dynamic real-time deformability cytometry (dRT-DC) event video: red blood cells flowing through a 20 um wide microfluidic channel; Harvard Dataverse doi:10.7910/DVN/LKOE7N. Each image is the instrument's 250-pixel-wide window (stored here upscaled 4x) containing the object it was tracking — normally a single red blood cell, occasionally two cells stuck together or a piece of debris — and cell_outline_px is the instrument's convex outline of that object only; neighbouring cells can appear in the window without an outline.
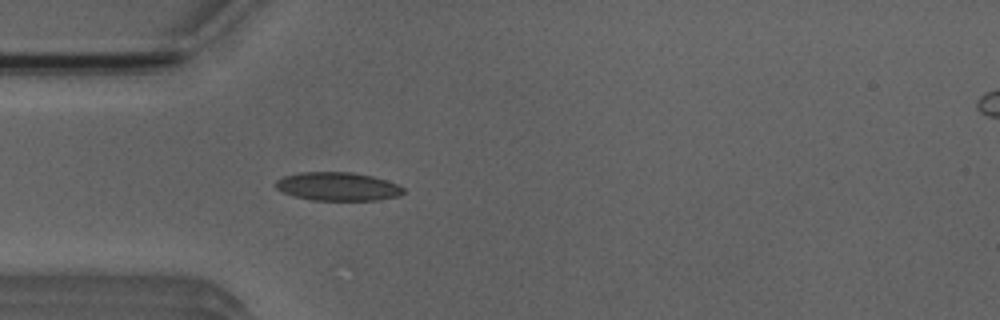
{"species": "Egyptian fruit bat (a non-hibernating species)", "species_latin": "Rousettus aegyptiacus", "temperature_condition": "room temperature", "stored_images_in_passage": 5, "camera_frame_rate_fps": 3000, "um_per_image_px": 0.085, "animal": {"sex": "male"}, "frame": {"image": 1, "passage_image": 5, "time_ms": 4.667, "image_size_px": [1000, 320], "cell_outline_px": [[404, 192], [400, 196], [376, 200], [312, 200], [296, 196], [284, 192], [276, 188], [272, 184], [276, 180], [284, 176], [300, 172], [352, 172], [372, 176], [396, 184], [404, 188]], "centroid_in_image_um": [28.68, 15.85], "position_along_channel_um": 56.3, "area_um2": 21.1}}